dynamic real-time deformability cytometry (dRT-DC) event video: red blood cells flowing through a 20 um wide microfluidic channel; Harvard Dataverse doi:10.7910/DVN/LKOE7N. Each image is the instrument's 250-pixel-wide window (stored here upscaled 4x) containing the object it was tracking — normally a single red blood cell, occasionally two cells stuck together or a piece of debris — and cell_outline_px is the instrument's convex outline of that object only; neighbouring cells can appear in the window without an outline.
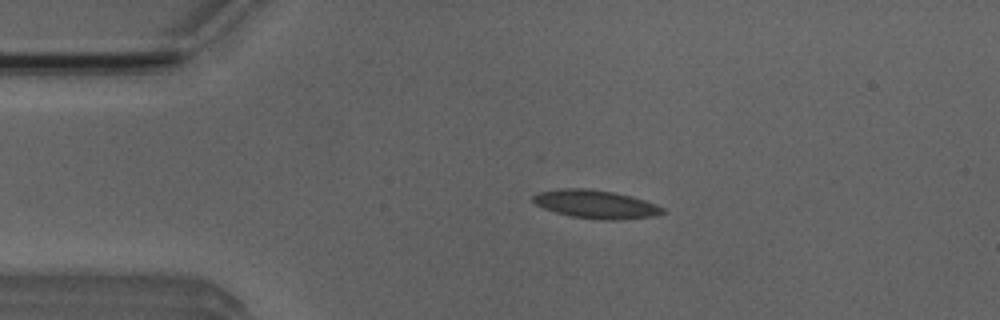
{"species": "Egyptian fruit bat (a non-hibernating species)", "species_latin": "Rousettus aegyptiacus", "temperature_condition": "room temperature", "stored_images_in_passage": 36, "camera_frame_rate_fps": 3000, "um_per_image_px": 0.085, "animal": {"sex": "male"}, "frame": {"image": 1, "passage_image": 3, "time_ms": 0.667, "image_size_px": [1000, 320], "cell_outline_px": [[668, 212], [656, 216], [616, 220], [600, 220], [572, 216], [556, 212], [544, 208], [536, 204], [532, 200], [532, 196], [536, 192], [564, 188], [588, 188], [612, 192], [632, 196], [656, 204], [664, 208]], "centroid_in_image_um": [50.67, 17.36], "position_along_channel_um": 34.3, "area_um2": 21.5}}
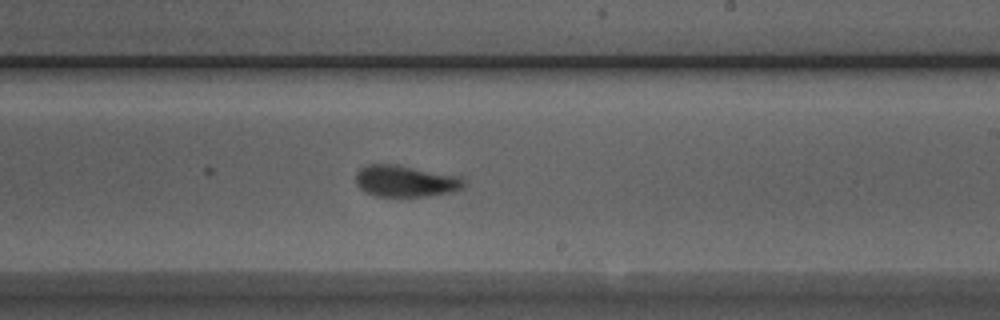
{"frame": {"image": 2, "passage_image": 23, "time_ms": 7.333, "image_size_px": [1000, 320], "cell_outline_px": [[464, 188], [456, 192], [428, 196], [376, 196], [360, 188], [356, 184], [356, 172], [360, 168], [368, 164], [396, 164], [460, 176], [464, 180]], "centroid_in_image_um": [34.5, 15.39], "position_along_channel_um": 254.5, "area_um2": 20.0}}
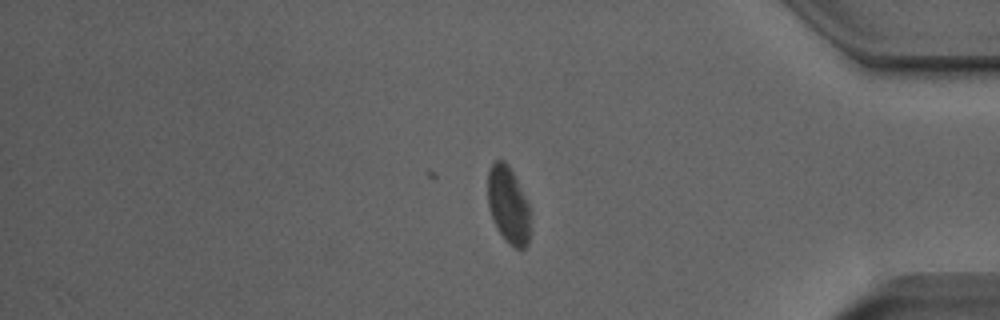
{"frame": {"image": 3, "passage_image": 36, "time_ms": 11.667, "image_size_px": [1000, 320], "cell_outline_px": [[532, 232], [528, 244], [524, 248], [516, 248], [508, 244], [496, 228], [488, 208], [488, 168], [496, 160], [504, 160], [508, 164], [528, 204], [532, 228]], "centroid_in_image_um": [43.22, 17.48], "position_along_channel_um": 392.0, "area_um2": 19.36}}